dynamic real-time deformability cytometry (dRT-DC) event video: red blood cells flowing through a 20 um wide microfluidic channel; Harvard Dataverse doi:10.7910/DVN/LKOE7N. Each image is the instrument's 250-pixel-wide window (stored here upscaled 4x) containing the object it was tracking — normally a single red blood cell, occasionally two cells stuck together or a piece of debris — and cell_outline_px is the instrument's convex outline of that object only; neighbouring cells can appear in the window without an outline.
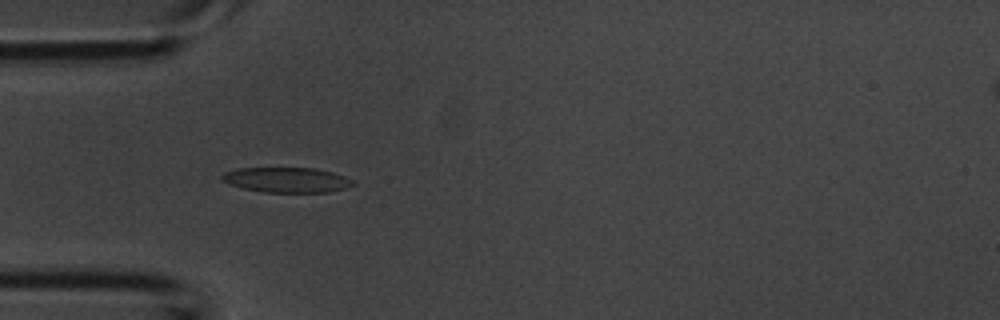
{"species": "common noctule bat (a hibernating species)", "species_latin": "Nyctalus noctula", "temperature_condition": "room temperature", "stored_images_in_passage": 42, "camera_frame_rate_fps": 3000, "um_per_image_px": 0.085, "animal": {"sex": "male", "body_mass_g": 20.1, "forearm_length_mm": 53.5}, "frame": {"image": 1, "passage_image": 13, "time_ms": 4.0, "image_size_px": [1000, 320], "cell_outline_px": [[356, 184], [344, 188], [328, 192], [264, 192], [244, 188], [220, 180], [220, 176], [224, 172], [240, 168], [316, 168], [332, 172], [344, 176], [352, 180]], "centroid_in_image_um": [24.37, 15.28], "position_along_channel_um": 60.6, "area_um2": 19.02}}
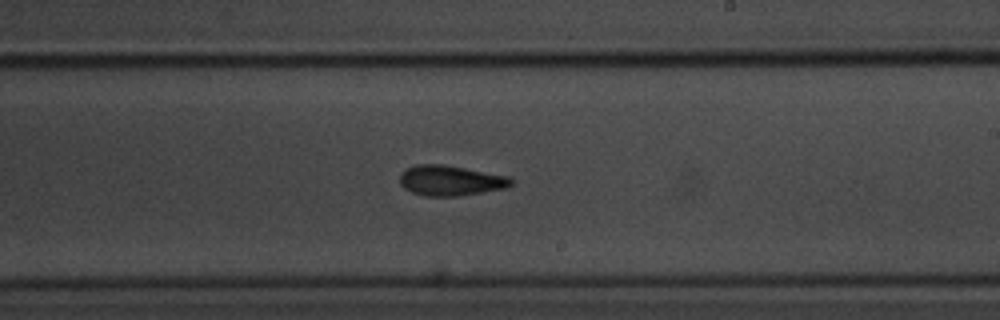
{"frame": {"image": 2, "passage_image": 25, "time_ms": 8.0, "image_size_px": [1000, 320], "cell_outline_px": [[512, 184], [508, 188], [456, 196], [424, 196], [412, 192], [404, 188], [400, 184], [400, 172], [404, 168], [416, 164], [440, 164], [512, 176]], "centroid_in_image_um": [38.29, 15.34], "position_along_channel_um": 250.7, "area_um2": 19.83}}
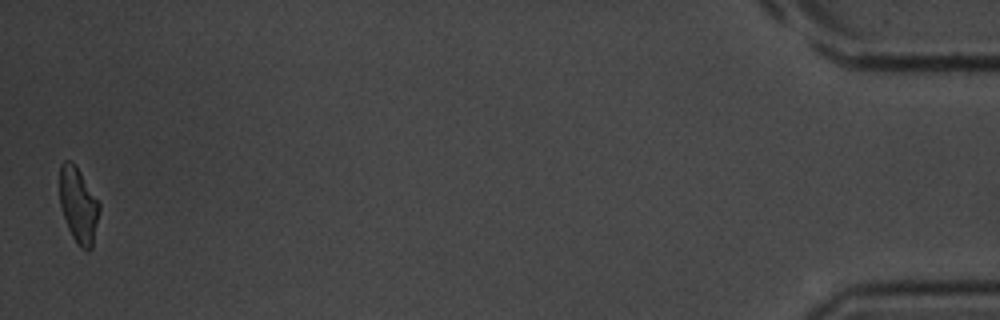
{"frame": {"image": 3, "passage_image": 42, "time_ms": 13.667, "image_size_px": [1000, 320], "cell_outline_px": [[100, 208], [92, 248], [88, 252], [80, 248], [72, 236], [68, 228], [60, 204], [60, 164], [64, 160], [72, 160], [76, 164], [100, 204]], "centroid_in_image_um": [6.67, 17.43], "position_along_channel_um": 428.5, "area_um2": 17.51}}